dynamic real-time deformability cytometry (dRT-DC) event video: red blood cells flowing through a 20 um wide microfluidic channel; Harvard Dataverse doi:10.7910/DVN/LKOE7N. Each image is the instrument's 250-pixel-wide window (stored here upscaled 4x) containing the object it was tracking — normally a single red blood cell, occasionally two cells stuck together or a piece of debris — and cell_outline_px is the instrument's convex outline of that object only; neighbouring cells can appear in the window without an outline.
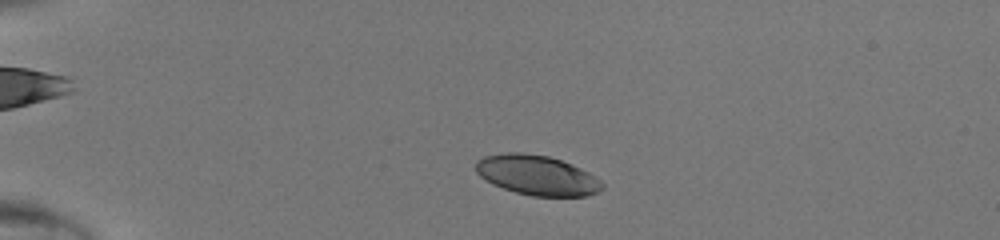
{"species": "human", "species_latin": "Homo sapiens", "temperature_condition": "room temperature", "stored_images_in_passage": 41, "camera_frame_rate_fps": 3000, "um_per_image_px": 0.085, "donor": {"sex": "male"}, "frame": {"image": 1, "passage_image": 5, "time_ms": 1.333, "image_size_px": [1000, 240], "cell_outline_px": [[592, 192], [580, 196], [540, 196], [520, 192], [496, 184], [488, 180], [480, 172], [484, 160], [492, 156], [544, 156], [568, 164], [572, 168]], "centroid_in_image_um": [45.42, 14.94], "position_along_channel_um": 39.6, "area_um2": 23.7}}
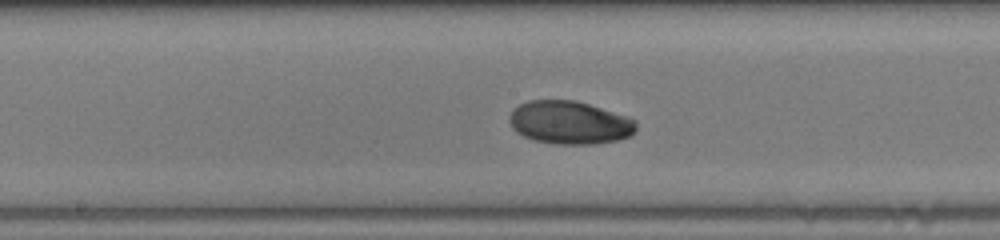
{"frame": {"image": 2, "passage_image": 20, "time_ms": 6.333, "image_size_px": [1000, 240], "cell_outline_px": [[632, 132], [624, 136], [604, 140], [548, 140], [532, 136], [516, 128], [512, 120], [516, 112], [520, 108], [528, 104], [544, 100], [560, 100], [584, 104], [624, 120], [632, 124]], "centroid_in_image_um": [48.35, 10.36], "position_along_channel_um": 199.9, "area_um2": 26.01}}
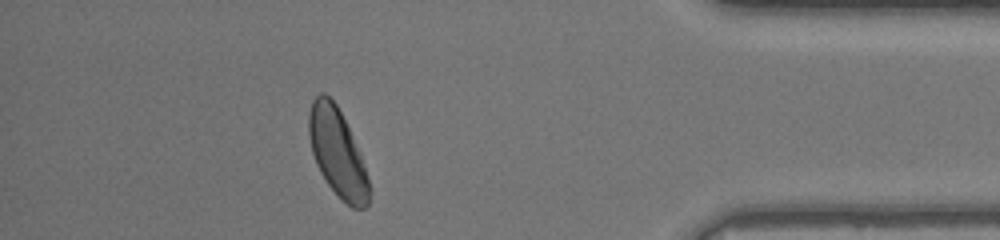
{"frame": {"image": 3, "passage_image": 36, "time_ms": 11.667, "image_size_px": [1000, 240], "cell_outline_px": [[368, 192], [352, 204], [348, 204], [332, 188], [324, 176], [316, 160], [312, 148], [312, 104], [316, 100], [324, 96], [328, 96], [332, 100], [348, 132], [364, 172], [368, 184]], "centroid_in_image_um": [28.61, 12.93], "position_along_channel_um": 406.6, "area_um2": 25.78}}